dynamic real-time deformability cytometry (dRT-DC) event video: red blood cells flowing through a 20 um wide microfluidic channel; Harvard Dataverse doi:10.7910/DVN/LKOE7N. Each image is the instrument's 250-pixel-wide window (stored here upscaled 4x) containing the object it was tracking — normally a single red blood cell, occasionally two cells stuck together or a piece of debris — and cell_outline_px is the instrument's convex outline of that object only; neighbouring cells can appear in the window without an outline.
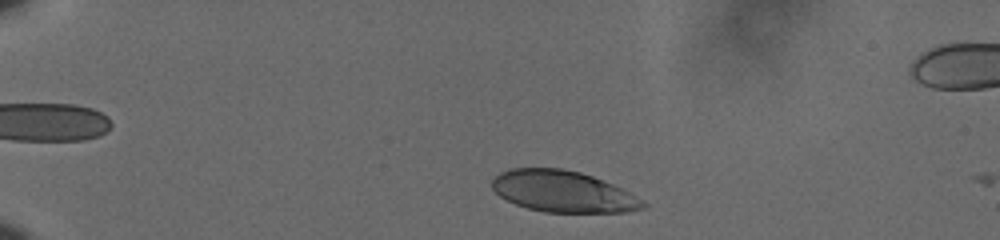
{"species": "human", "species_latin": "Homo sapiens", "temperature_condition": "cold", "stored_images_in_passage": 43, "camera_frame_rate_fps": 3000, "um_per_image_px": 0.085, "donor": {"sex": "male"}, "frame": {"image": 1, "passage_image": 3, "time_ms": 0.667, "image_size_px": [1000, 240], "cell_outline_px": [[648, 204], [644, 208], [624, 212], [544, 212], [528, 208], [516, 204], [500, 196], [492, 188], [492, 180], [500, 172], [512, 168], [560, 168], [580, 172], [592, 176], [612, 184], [628, 192]], "centroid_in_image_um": [47.83, 16.27], "position_along_channel_um": 37.2, "area_um2": 36.01}}
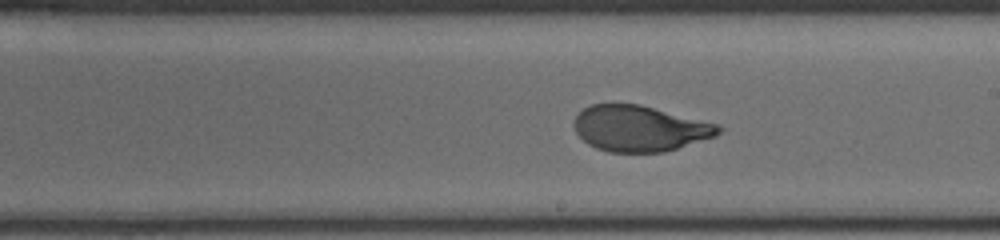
{"frame": {"image": 2, "passage_image": 26, "time_ms": 8.333, "image_size_px": [1000, 240], "cell_outline_px": [[724, 128], [716, 136], [664, 152], [608, 152], [596, 148], [588, 144], [576, 132], [576, 116], [584, 108], [592, 104], [640, 104], [716, 124]], "centroid_in_image_um": [54.39, 10.92], "position_along_channel_um": 234.6, "area_um2": 38.09}}
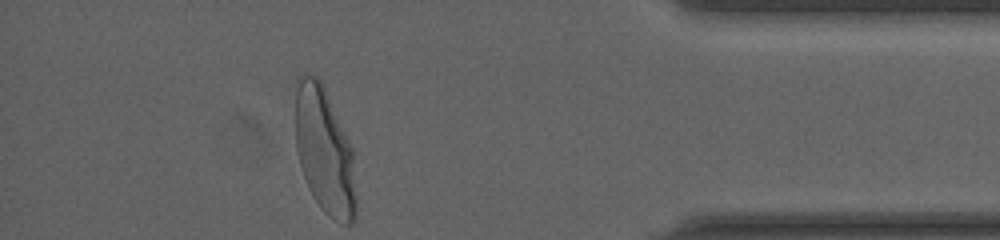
{"frame": {"image": 3, "passage_image": 43, "time_ms": 14.0, "image_size_px": [1000, 240], "cell_outline_px": [[356, 216], [352, 224], [344, 224], [328, 216], [324, 212], [316, 200], [304, 176], [300, 164], [296, 148], [296, 76], [304, 72], [316, 76], [320, 80], [324, 88], [352, 148], [356, 200]], "centroid_in_image_um": [27.58, 12.81], "position_along_channel_um": 407.6, "area_um2": 44.27}, "authors_computed_cell_mechanics": {"area_um2": 39.2462, "velocity_mm_per_s": 3.5776, "shape_relaxation_time_tau1_ms": 3.5437, "shape_relaxation_time_tau2_ms": null, "deformation_change_tau1": 0.186, "deformation_change_tau2": null}}